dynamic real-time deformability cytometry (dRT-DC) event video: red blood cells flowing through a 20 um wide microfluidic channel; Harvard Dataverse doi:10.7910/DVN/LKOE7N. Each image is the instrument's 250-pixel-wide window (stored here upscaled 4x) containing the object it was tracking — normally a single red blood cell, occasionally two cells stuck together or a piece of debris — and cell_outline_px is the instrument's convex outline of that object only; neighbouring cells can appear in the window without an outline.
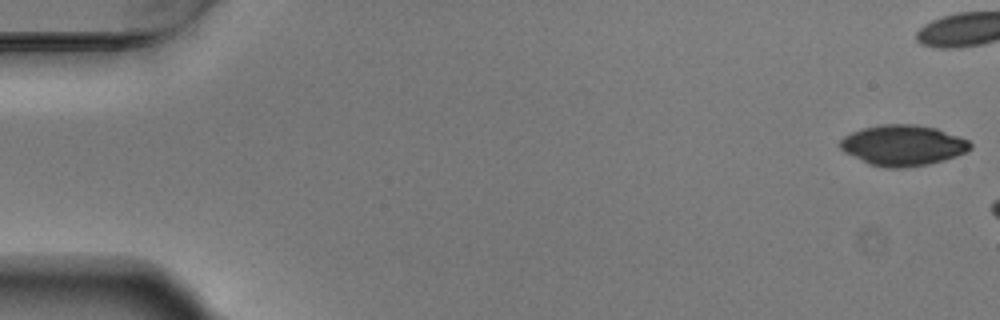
{"species": "Egyptian fruit bat (a non-hibernating species)", "species_latin": "Rousettus aegyptiacus", "temperature_condition": "warm", "stored_images_in_passage": 7, "camera_frame_rate_fps": 3000, "um_per_image_px": 0.085, "animal": {"sex": "male"}, "frame": {"image": 1, "passage_image": 1, "time_ms": 0.0, "image_size_px": [1000, 320], "cell_outline_px": [[972, 148], [968, 152], [944, 160], [928, 164], [904, 168], [884, 168], [868, 164], [844, 152], [840, 148], [840, 140], [844, 136], [852, 132], [864, 128], [880, 124], [916, 124], [936, 128], [960, 136], [968, 140], [972, 144]], "centroid_in_image_um": [76.77, 12.36], "position_along_channel_um": 8.2, "area_um2": 31.1}}